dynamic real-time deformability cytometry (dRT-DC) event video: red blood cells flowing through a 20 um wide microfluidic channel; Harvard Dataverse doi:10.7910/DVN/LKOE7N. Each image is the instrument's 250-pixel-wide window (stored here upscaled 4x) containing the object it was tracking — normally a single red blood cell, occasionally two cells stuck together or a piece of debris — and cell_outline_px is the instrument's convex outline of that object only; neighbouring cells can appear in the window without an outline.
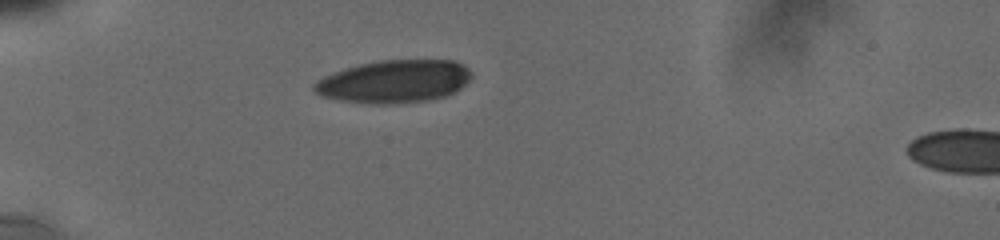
{"species": "human", "species_latin": "Homo sapiens", "temperature_condition": "cold", "stored_images_in_passage": 6, "camera_frame_rate_fps": 3000, "um_per_image_px": 0.085, "donor": {"sex": "male"}, "frame": {"image": 1, "passage_image": 1, "time_ms": 0.0, "image_size_px": [1000, 240], "cell_outline_px": [[472, 76], [460, 88], [444, 96], [428, 100], [392, 104], [372, 104], [340, 100], [320, 96], [312, 88], [312, 84], [316, 80], [332, 72], [360, 64], [380, 60], [452, 60], [468, 68], [472, 72]], "centroid_in_image_um": [33.46, 6.92], "position_along_channel_um": 51.5, "area_um2": 39.19}}
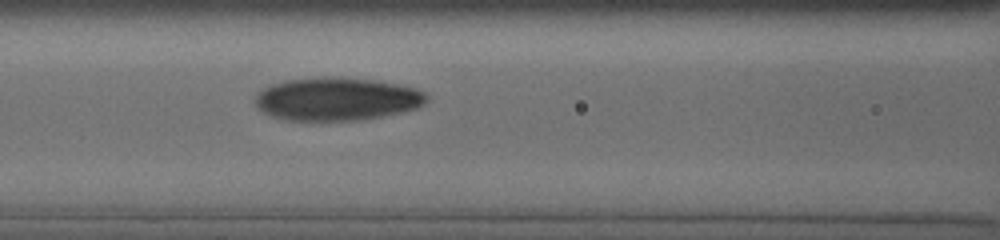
{"frame": {"image": 2, "passage_image": 6, "time_ms": 3.0, "image_size_px": [1000, 240], "cell_outline_px": [[428, 100], [424, 104], [416, 108], [404, 112], [360, 120], [288, 120], [272, 116], [264, 112], [256, 104], [256, 96], [264, 88], [272, 84], [288, 80], [328, 76], [340, 76], [372, 80], [396, 84], [416, 88], [428, 92]], "centroid_in_image_um": [28.7, 8.41], "position_along_channel_um": 137.9, "area_um2": 43.0}}